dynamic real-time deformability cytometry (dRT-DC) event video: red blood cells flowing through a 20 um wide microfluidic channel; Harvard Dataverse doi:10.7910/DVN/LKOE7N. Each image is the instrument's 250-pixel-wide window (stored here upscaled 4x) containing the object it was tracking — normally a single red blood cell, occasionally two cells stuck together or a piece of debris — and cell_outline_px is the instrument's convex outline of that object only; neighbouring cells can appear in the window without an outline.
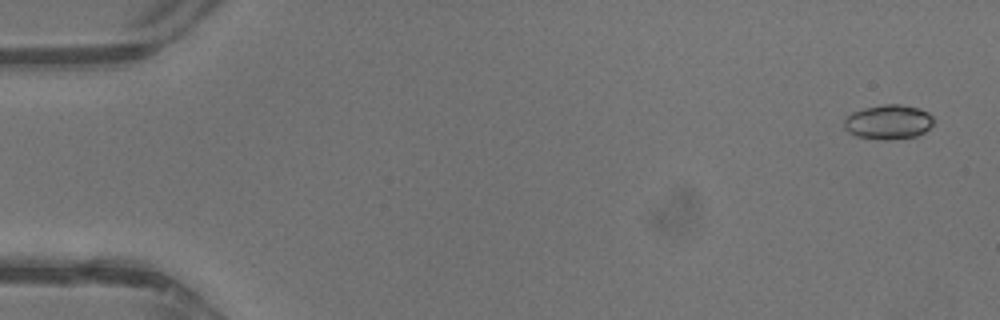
{"species": "common noctule bat (a hibernating species)", "species_latin": "Nyctalus noctula", "temperature_condition": "warm", "stored_images_in_passage": 43, "camera_frame_rate_fps": 3000, "um_per_image_px": 0.085, "animal": {"sex": "male", "body_mass_g": 13.3}, "frame": {"image": 1, "passage_image": 2, "time_ms": 0.333, "image_size_px": [1000, 320], "cell_outline_px": [[932, 124], [924, 132], [916, 136], [888, 140], [880, 140], [856, 136], [848, 132], [844, 128], [844, 120], [852, 112], [864, 108], [884, 104], [900, 104], [920, 108], [928, 112], [932, 116]], "centroid_in_image_um": [75.49, 10.37], "position_along_channel_um": 9.5, "area_um2": 18.03}}
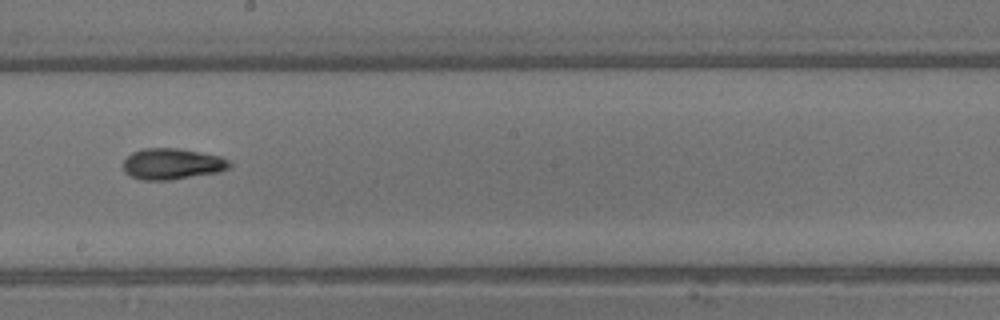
{"frame": {"image": 2, "passage_image": 25, "time_ms": 8.0, "image_size_px": [1000, 320], "cell_outline_px": [[232, 168], [220, 172], [172, 180], [140, 180], [124, 172], [124, 160], [132, 152], [144, 148], [176, 148], [220, 156], [228, 160], [232, 164]], "centroid_in_image_um": [14.66, 13.94], "position_along_channel_um": 233.5, "area_um2": 19.36}}
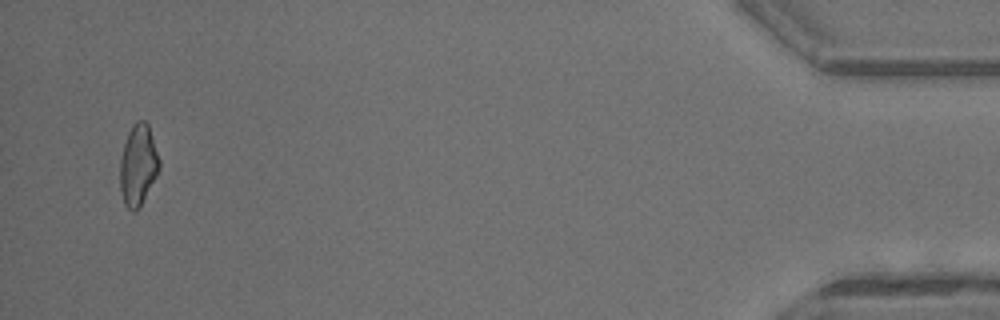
{"frame": {"image": 3, "passage_image": 42, "time_ms": 13.667, "image_size_px": [1000, 320], "cell_outline_px": [[160, 168], [140, 208], [136, 212], [132, 212], [124, 204], [120, 188], [120, 160], [124, 144], [128, 132], [132, 124], [136, 120], [144, 120], [148, 124], [160, 160]], "centroid_in_image_um": [11.74, 14.04], "position_along_channel_um": 423.5, "area_um2": 18.67}, "authors_computed_cell_mechanics": {"area_um2": 18.0336, "velocity_mm_per_s": 4.869, "shape_relaxation_time_tau1_ms": 10.5542, "shape_relaxation_time_tau2_ms": 2.2042, "deformation_change_tau1": 0.3136, "deformation_change_tau2": 0.1005}}